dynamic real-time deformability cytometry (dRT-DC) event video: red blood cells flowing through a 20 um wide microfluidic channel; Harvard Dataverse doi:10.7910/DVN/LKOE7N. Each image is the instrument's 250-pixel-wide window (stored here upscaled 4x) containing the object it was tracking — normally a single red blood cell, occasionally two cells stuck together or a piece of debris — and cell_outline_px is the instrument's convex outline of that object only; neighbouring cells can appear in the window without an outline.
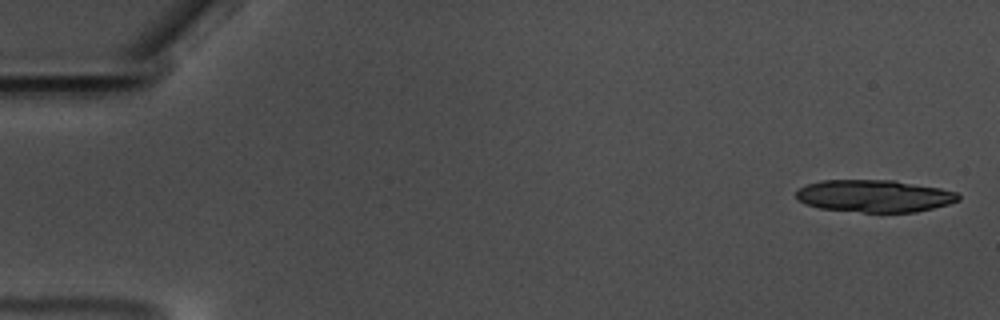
{"species": "common noctule bat (a hibernating species)", "species_latin": "Nyctalus noctula", "temperature_condition": "warm", "stored_images_in_passage": 18, "camera_frame_rate_fps": 3000, "um_per_image_px": 0.085, "animal": {"sex": "male", "body_mass_g": 17.5, "forearm_length_mm": 52.3}, "frame": {"image": 1, "passage_image": 2, "time_ms": 0.333, "image_size_px": [1000, 320], "cell_outline_px": [[960, 200], [948, 204], [916, 212], [864, 212], [820, 208], [804, 204], [796, 200], [796, 192], [804, 184], [820, 180], [896, 180], [940, 188], [956, 192], [960, 196]], "centroid_in_image_um": [74.29, 16.65], "position_along_channel_um": 10.7, "area_um2": 30.69}}